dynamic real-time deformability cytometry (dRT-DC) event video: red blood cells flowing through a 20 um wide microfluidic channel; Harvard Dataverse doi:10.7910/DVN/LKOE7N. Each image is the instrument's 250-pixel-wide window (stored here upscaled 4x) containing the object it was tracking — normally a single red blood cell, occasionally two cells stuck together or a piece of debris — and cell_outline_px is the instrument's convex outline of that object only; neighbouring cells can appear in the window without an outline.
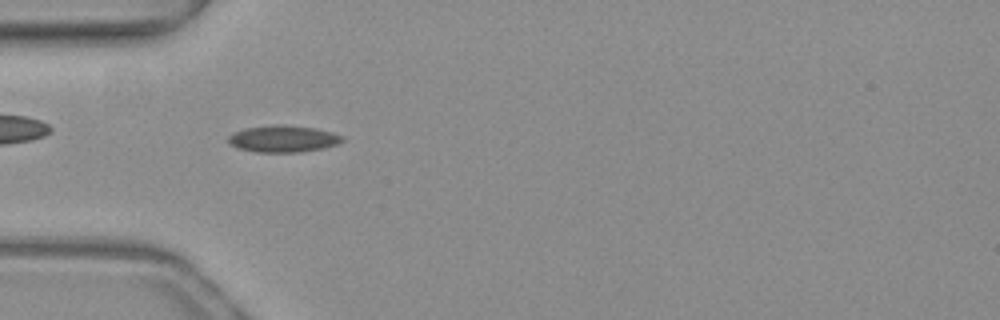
{"species": "common noctule bat (a hibernating species)", "species_latin": "Nyctalus noctula", "temperature_condition": "warm", "stored_images_in_passage": 43, "camera_frame_rate_fps": 3000, "um_per_image_px": 0.085, "animal": {"sex": "female", "body_mass_g": 19.3, "forearm_length_mm": 54.1}, "frame": {"image": 1, "passage_image": 7, "time_ms": 2.0, "image_size_px": [1000, 320], "cell_outline_px": [[344, 140], [336, 144], [324, 148], [300, 152], [256, 152], [236, 148], [228, 144], [228, 136], [244, 128], [276, 124], [284, 124], [316, 128], [332, 132], [344, 136]], "centroid_in_image_um": [24.06, 11.79], "position_along_channel_um": 60.9, "area_um2": 17.98}}
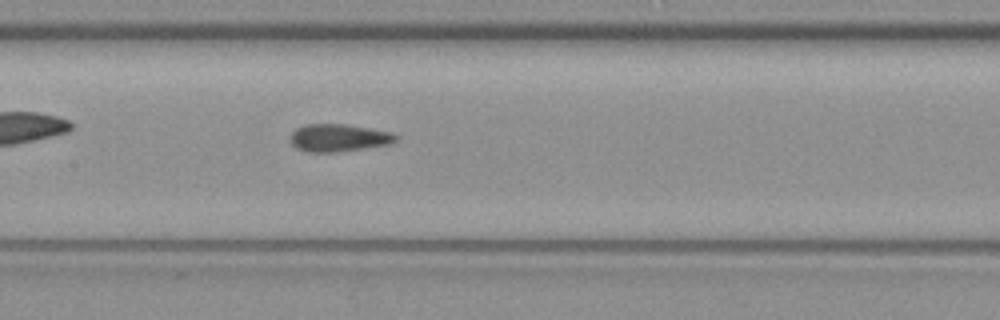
{"frame": {"image": 2, "passage_image": 16, "time_ms": 5.0, "image_size_px": [1000, 320], "cell_outline_px": [[400, 136], [392, 144], [336, 152], [308, 152], [296, 148], [288, 140], [288, 136], [296, 128], [304, 124], [344, 124], [392, 132]], "centroid_in_image_um": [28.76, 11.71], "position_along_channel_um": 178.6, "area_um2": 17.17}}
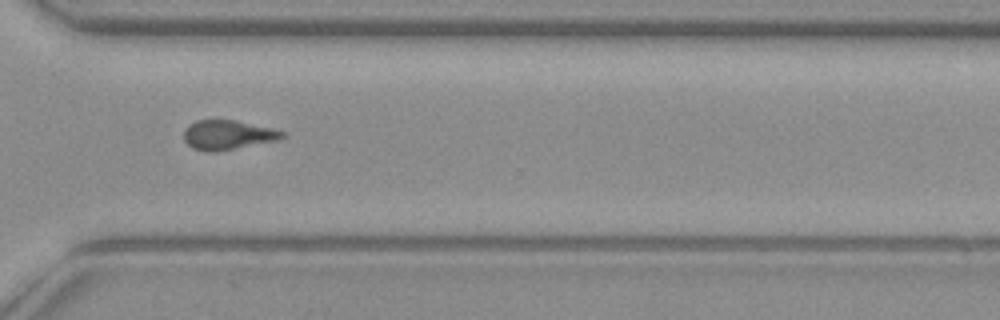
{"frame": {"image": 3, "passage_image": 29, "time_ms": 9.333, "image_size_px": [1000, 320], "cell_outline_px": [[284, 136], [280, 140], [216, 152], [208, 152], [192, 148], [184, 140], [184, 128], [188, 124], [196, 120], [236, 120], [284, 132]], "centroid_in_image_um": [19.31, 11.48], "position_along_channel_um": 351.3, "area_um2": 16.88}, "authors_computed_cell_mechanics": {"area_um2": 17.1666, "velocity_mm_per_s": 3.9966, "shape_relaxation_time_tau1_ms": null, "shape_relaxation_time_tau2_ms": 1.1714, "deformation_change_tau1": null, "deformation_change_tau2": 0.0608}}